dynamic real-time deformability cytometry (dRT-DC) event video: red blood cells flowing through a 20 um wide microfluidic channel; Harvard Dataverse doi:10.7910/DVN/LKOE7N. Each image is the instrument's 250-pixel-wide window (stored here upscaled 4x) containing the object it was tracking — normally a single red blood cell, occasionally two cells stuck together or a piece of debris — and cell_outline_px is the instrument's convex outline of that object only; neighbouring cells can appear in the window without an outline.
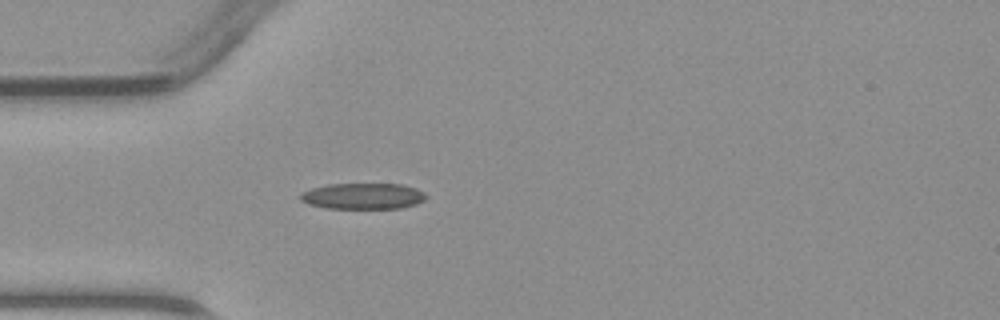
{"species": "common noctule bat (a hibernating species)", "species_latin": "Nyctalus noctula", "temperature_condition": "warm", "stored_images_in_passage": 34, "camera_frame_rate_fps": 3000, "um_per_image_px": 0.085, "animal": {"sex": "male", "body_mass_g": 23.1, "forearm_length_mm": 52.7}, "frame": {"image": 1, "passage_image": 1, "time_ms": 0.0, "image_size_px": [1000, 320], "cell_outline_px": [[428, 196], [424, 200], [416, 204], [400, 208], [324, 208], [308, 204], [300, 200], [300, 192], [312, 188], [328, 184], [404, 184], [416, 188], [424, 192]], "centroid_in_image_um": [30.85, 16.66], "position_along_channel_um": 54.1, "area_um2": 19.19}}
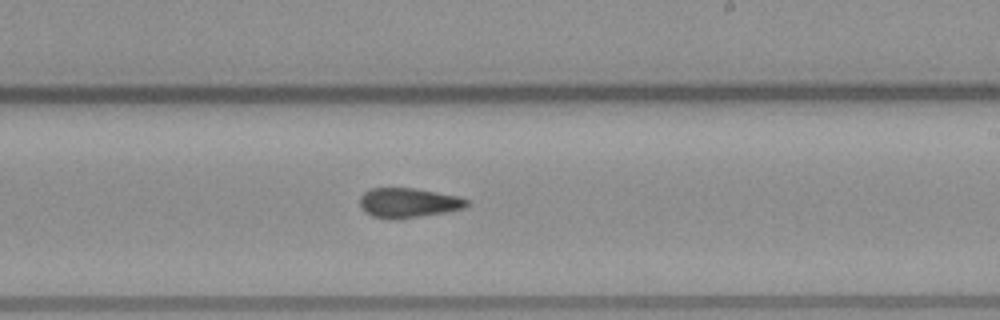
{"frame": {"image": 2, "passage_image": 15, "time_ms": 4.667, "image_size_px": [1000, 320], "cell_outline_px": [[468, 204], [464, 208], [448, 212], [396, 220], [388, 220], [372, 216], [364, 212], [360, 208], [360, 196], [368, 188], [416, 188], [460, 196], [468, 200]], "centroid_in_image_um": [34.68, 17.25], "position_along_channel_um": 254.3, "area_um2": 18.96}}
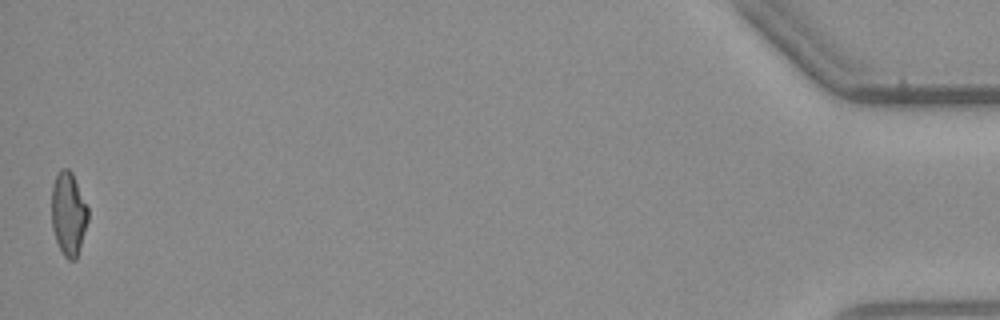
{"frame": {"image": 3, "passage_image": 34, "time_ms": 11.0, "image_size_px": [1000, 320], "cell_outline_px": [[88, 220], [76, 260], [68, 260], [64, 256], [56, 240], [52, 228], [52, 184], [60, 168], [68, 168], [72, 172], [88, 208]], "centroid_in_image_um": [5.81, 18.16], "position_along_channel_um": 429.4, "area_um2": 17.63}}